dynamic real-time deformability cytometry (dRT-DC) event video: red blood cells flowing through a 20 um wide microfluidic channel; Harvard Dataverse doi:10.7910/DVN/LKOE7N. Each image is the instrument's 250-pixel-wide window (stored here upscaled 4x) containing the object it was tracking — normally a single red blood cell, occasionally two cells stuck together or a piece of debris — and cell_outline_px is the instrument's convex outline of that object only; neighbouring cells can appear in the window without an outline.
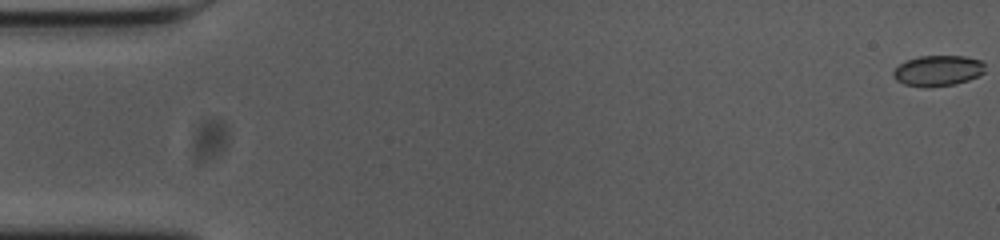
{"species": "common noctule bat (a hibernating species)", "species_latin": "Nyctalus noctula", "temperature_condition": "cold", "stored_images_in_passage": 12, "camera_frame_rate_fps": 3000, "um_per_image_px": 0.085, "animal": {"sex": "female", "body_mass_g": 23.0, "forearm_length_mm": 53.4}, "frame": {"image": 1, "passage_image": 1, "time_ms": 0.0, "image_size_px": [1000, 240], "cell_outline_px": [[984, 72], [980, 76], [956, 84], [928, 88], [924, 88], [904, 84], [896, 80], [892, 76], [892, 72], [900, 64], [908, 60], [920, 56], [964, 56], [980, 60], [984, 64]], "centroid_in_image_um": [79.72, 6.03], "position_along_channel_um": 5.3, "area_um2": 16.53}}